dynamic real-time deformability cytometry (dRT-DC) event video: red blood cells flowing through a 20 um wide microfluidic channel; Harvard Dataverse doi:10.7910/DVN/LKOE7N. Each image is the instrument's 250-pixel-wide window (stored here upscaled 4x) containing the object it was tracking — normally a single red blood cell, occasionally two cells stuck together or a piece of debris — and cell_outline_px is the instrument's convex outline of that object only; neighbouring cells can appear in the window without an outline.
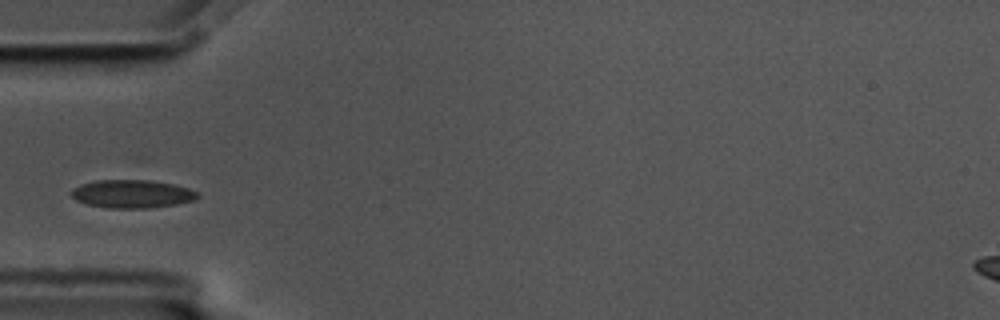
{"species": "common noctule bat (a hibernating species)", "species_latin": "Nyctalus noctula", "temperature_condition": "cold", "stored_images_in_passage": 41, "camera_frame_rate_fps": 3000, "um_per_image_px": 0.085, "animal": {"sex": "male", "body_mass_g": 17.5, "forearm_length_mm": 52.3}, "frame": {"image": 1, "passage_image": 1, "time_ms": 0.0, "image_size_px": [1000, 320], "cell_outline_px": [[200, 196], [196, 200], [176, 204], [148, 208], [108, 208], [88, 204], [76, 200], [72, 196], [72, 188], [80, 184], [96, 180], [148, 180], [172, 184], [188, 188], [200, 192]], "centroid_in_image_um": [11.25, 16.48], "position_along_channel_um": 73.7, "area_um2": 20.75}}
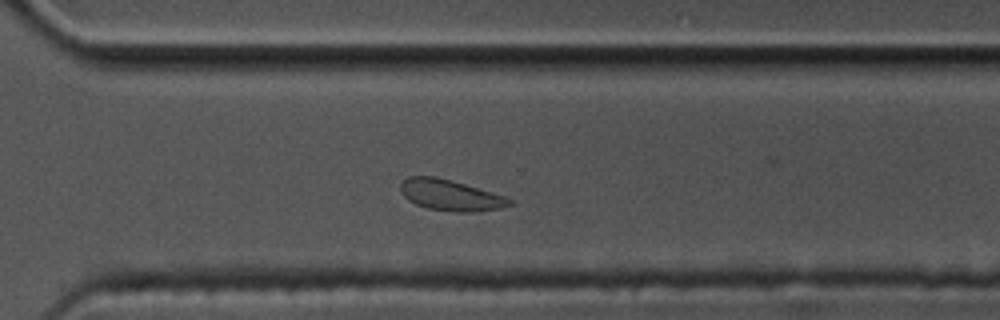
{"frame": {"image": 2, "passage_image": 24, "time_ms": 7.667, "image_size_px": [1000, 320], "cell_outline_px": [[516, 204], [500, 208], [472, 212], [452, 212], [428, 208], [416, 204], [408, 200], [400, 192], [400, 184], [408, 176], [436, 176], [452, 180], [492, 192], [504, 196], [512, 200]], "centroid_in_image_um": [38.28, 16.59], "position_along_channel_um": 332.3, "area_um2": 19.77}}
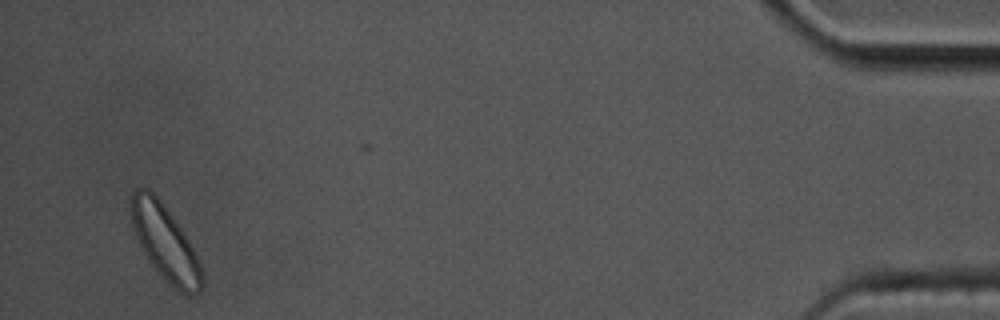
{"frame": {"image": 3, "passage_image": 39, "time_ms": 12.667, "image_size_px": [1000, 320], "cell_outline_px": [[204, 284], [200, 292], [188, 296], [180, 292], [148, 260], [132, 228], [128, 200], [132, 192], [136, 188], [148, 188], [160, 200], [184, 232], [200, 264], [204, 280]], "centroid_in_image_um": [14.01, 20.58], "position_along_channel_um": 421.2, "area_um2": 30.75}}